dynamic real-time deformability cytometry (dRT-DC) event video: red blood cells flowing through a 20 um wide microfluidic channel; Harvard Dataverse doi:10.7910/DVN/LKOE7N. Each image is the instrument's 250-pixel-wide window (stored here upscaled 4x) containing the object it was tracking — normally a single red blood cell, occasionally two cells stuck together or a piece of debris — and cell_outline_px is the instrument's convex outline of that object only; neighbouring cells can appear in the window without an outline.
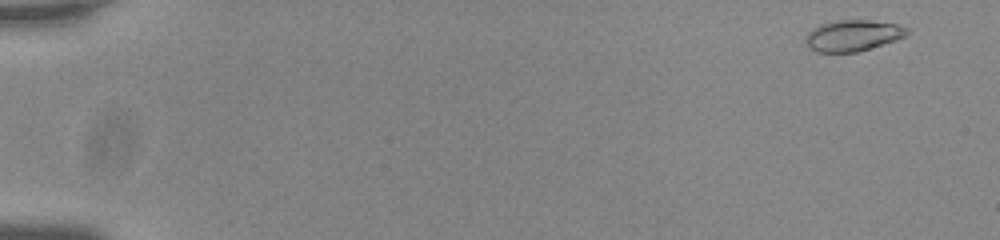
{"species": "common noctule bat (a hibernating species)", "species_latin": "Nyctalus noctula", "temperature_condition": "room temperature", "stored_images_in_passage": 55, "camera_frame_rate_fps": 3000, "um_per_image_px": 0.085, "animal": {"sex": "male", "body_mass_g": 20.0, "forearm_length_mm": 53.3}, "frame": {"image": 1, "passage_image": 2, "time_ms": 0.333, "image_size_px": [1000, 240], "cell_outline_px": [[908, 32], [904, 36], [896, 40], [856, 52], [820, 52], [812, 48], [808, 44], [808, 32], [812, 28], [820, 24], [840, 20], [868, 20], [896, 24], [908, 28]], "centroid_in_image_um": [72.52, 3.01], "position_along_channel_um": 12.5, "area_um2": 17.92}}
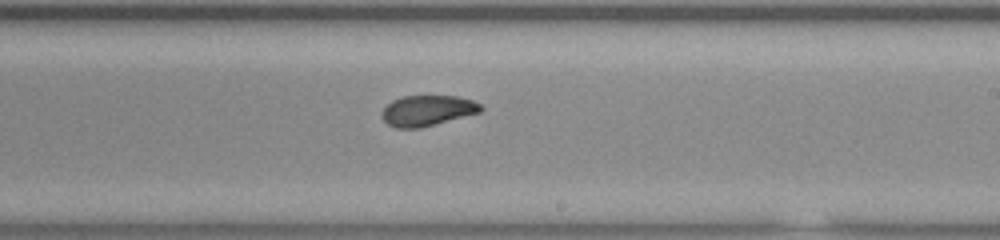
{"frame": {"image": 2, "passage_image": 34, "time_ms": 11.0, "image_size_px": [1000, 240], "cell_outline_px": [[484, 108], [480, 112], [420, 128], [396, 128], [388, 124], [380, 116], [380, 112], [392, 100], [404, 96], [456, 96], [472, 100], [480, 104]], "centroid_in_image_um": [36.3, 9.4], "position_along_channel_um": 252.7, "area_um2": 17.57}}
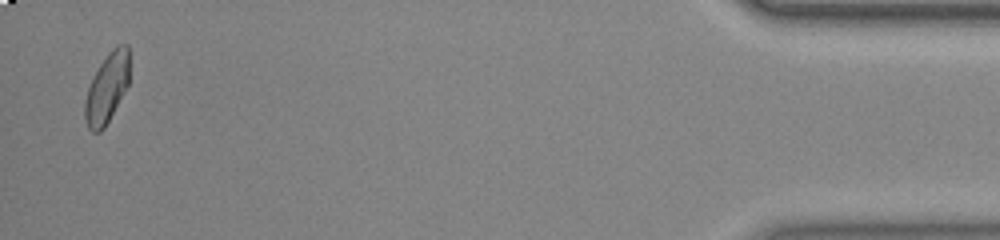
{"frame": {"image": 3, "passage_image": 54, "time_ms": 17.667, "image_size_px": [1000, 240], "cell_outline_px": [[128, 84], [104, 128], [100, 132], [92, 132], [88, 128], [84, 116], [84, 100], [92, 76], [108, 52], [116, 44], [128, 44]], "centroid_in_image_um": [9.06, 7.47], "position_along_channel_um": 426.1, "area_um2": 17.98}, "authors_computed_cell_mechanics": {"area_um2": 18.0914, "velocity_mm_per_s": 3.7427, "shape_relaxation_time_tau1_ms": 3.3313, "shape_relaxation_time_tau2_ms": 1.6875, "deformation_change_tau1": 0.1493, "deformation_change_tau2": 0.0639}}